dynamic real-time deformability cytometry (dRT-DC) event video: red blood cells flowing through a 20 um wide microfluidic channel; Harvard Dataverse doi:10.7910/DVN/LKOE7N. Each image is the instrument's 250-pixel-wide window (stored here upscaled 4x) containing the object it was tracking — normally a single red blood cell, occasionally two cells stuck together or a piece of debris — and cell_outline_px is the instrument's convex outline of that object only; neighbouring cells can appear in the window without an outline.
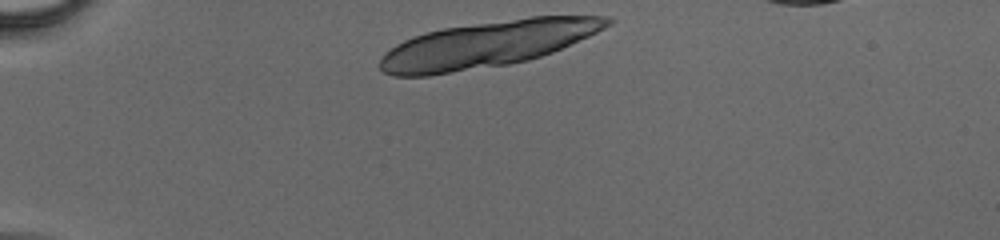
{"species": "human", "species_latin": "Homo sapiens", "temperature_condition": "cold", "stored_images_in_passage": 8, "camera_frame_rate_fps": 3000, "um_per_image_px": 0.085, "donor": {"sex": "male"}, "frame": {"image": 1, "passage_image": 1, "time_ms": 0.0, "image_size_px": [1000, 240], "cell_outline_px": [[616, 20], [612, 24], [588, 36], [552, 52], [528, 60], [508, 64], [428, 76], [392, 76], [384, 72], [380, 68], [380, 60], [384, 52], [396, 44], [404, 40], [428, 32], [444, 28], [532, 16], [608, 16]], "centroid_in_image_um": [41.41, 3.77], "position_along_channel_um": 43.6, "area_um2": 60.75}}